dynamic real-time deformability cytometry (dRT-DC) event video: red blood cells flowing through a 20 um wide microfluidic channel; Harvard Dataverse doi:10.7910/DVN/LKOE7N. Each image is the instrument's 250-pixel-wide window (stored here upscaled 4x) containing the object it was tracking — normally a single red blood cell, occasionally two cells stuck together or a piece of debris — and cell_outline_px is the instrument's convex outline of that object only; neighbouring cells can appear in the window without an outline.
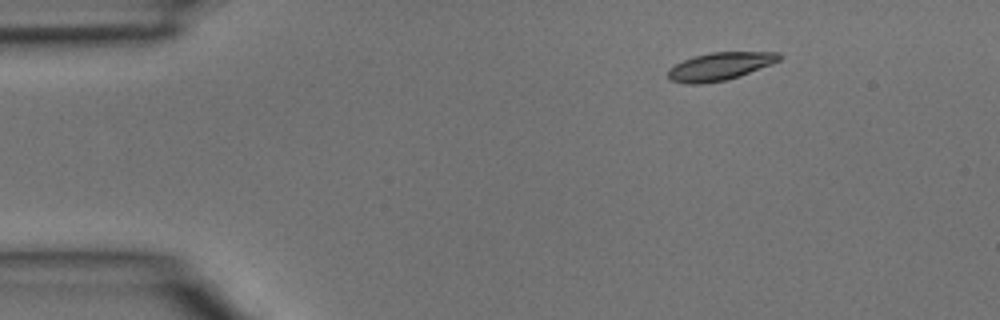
{"species": "common noctule bat (a hibernating species)", "species_latin": "Nyctalus noctula", "temperature_condition": "room temperature", "stored_images_in_passage": 3, "camera_frame_rate_fps": 3000, "um_per_image_px": 0.085, "animal": {"sex": "male", "body_mass_g": 15.6}, "frame": {"image": 1, "passage_image": 1, "time_ms": 0.0, "image_size_px": [1000, 320], "cell_outline_px": [[784, 56], [780, 60], [772, 64], [740, 76], [724, 80], [700, 84], [684, 84], [668, 80], [668, 68], [692, 56], [712, 52], [780, 52]], "centroid_in_image_um": [61.19, 5.64], "position_along_channel_um": 23.8, "area_um2": 18.21}}
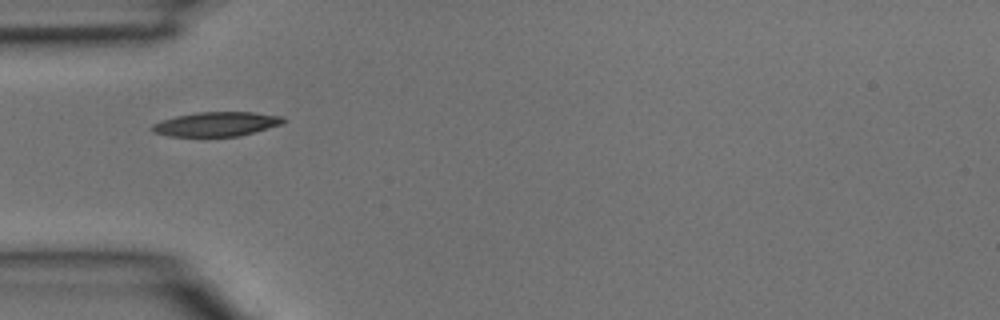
{"frame": {"image": 2, "passage_image": 3, "time_ms": 0.667, "image_size_px": [1000, 320], "cell_outline_px": [[288, 120], [284, 124], [240, 136], [168, 136], [152, 132], [148, 128], [152, 124], [160, 120], [176, 116], [196, 112], [252, 112], [284, 116]], "centroid_in_image_um": [18.4, 10.54], "position_along_channel_um": 66.6, "area_um2": 18.96}}